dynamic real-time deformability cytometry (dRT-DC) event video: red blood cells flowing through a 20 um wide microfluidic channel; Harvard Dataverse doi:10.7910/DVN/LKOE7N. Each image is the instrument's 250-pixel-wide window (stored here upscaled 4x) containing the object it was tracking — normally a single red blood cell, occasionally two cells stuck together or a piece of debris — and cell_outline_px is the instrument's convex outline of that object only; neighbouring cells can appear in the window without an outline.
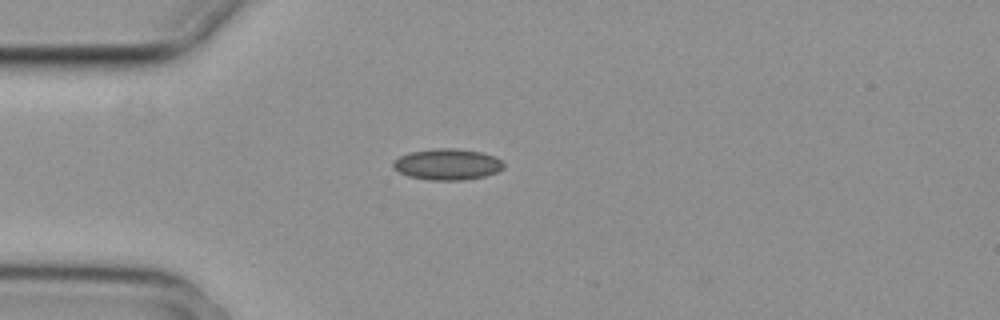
{"species": "common noctule bat (a hibernating species)", "species_latin": "Nyctalus noctula", "temperature_condition": "cold", "stored_images_in_passage": 1, "camera_frame_rate_fps": 3000, "um_per_image_px": 0.085, "animal": {"sex": "female", "body_mass_g": 29.2, "forearm_length_mm": 56.3}, "frame": {"image": 1, "passage_image": 1, "time_ms": 0.0, "image_size_px": [1000, 320], "cell_outline_px": [[504, 168], [496, 172], [484, 176], [460, 180], [428, 180], [408, 176], [392, 168], [392, 160], [400, 156], [412, 152], [440, 148], [456, 148], [480, 152], [492, 156], [500, 160], [504, 164]], "centroid_in_image_um": [37.99, 13.97], "position_along_channel_um": 47.0, "area_um2": 19.88}}